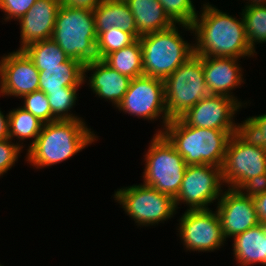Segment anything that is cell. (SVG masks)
Instances as JSON below:
<instances>
[{
    "label": "cell",
    "instance_id": "8992f818",
    "mask_svg": "<svg viewBox=\"0 0 266 266\" xmlns=\"http://www.w3.org/2000/svg\"><path fill=\"white\" fill-rule=\"evenodd\" d=\"M167 115L180 118L210 95L205 83L202 56L193 55L163 80Z\"/></svg>",
    "mask_w": 266,
    "mask_h": 266
},
{
    "label": "cell",
    "instance_id": "d6986e66",
    "mask_svg": "<svg viewBox=\"0 0 266 266\" xmlns=\"http://www.w3.org/2000/svg\"><path fill=\"white\" fill-rule=\"evenodd\" d=\"M93 14L97 37L114 26L133 34L137 39L141 36L137 31L135 18L125 0H102L93 10Z\"/></svg>",
    "mask_w": 266,
    "mask_h": 266
},
{
    "label": "cell",
    "instance_id": "603a6c76",
    "mask_svg": "<svg viewBox=\"0 0 266 266\" xmlns=\"http://www.w3.org/2000/svg\"><path fill=\"white\" fill-rule=\"evenodd\" d=\"M103 61L131 79L143 75L142 46L139 39L120 50L111 52Z\"/></svg>",
    "mask_w": 266,
    "mask_h": 266
},
{
    "label": "cell",
    "instance_id": "7c38bea8",
    "mask_svg": "<svg viewBox=\"0 0 266 266\" xmlns=\"http://www.w3.org/2000/svg\"><path fill=\"white\" fill-rule=\"evenodd\" d=\"M179 224L178 232L186 250H198V252L219 250L226 241L216 211L187 209Z\"/></svg>",
    "mask_w": 266,
    "mask_h": 266
},
{
    "label": "cell",
    "instance_id": "74e56055",
    "mask_svg": "<svg viewBox=\"0 0 266 266\" xmlns=\"http://www.w3.org/2000/svg\"><path fill=\"white\" fill-rule=\"evenodd\" d=\"M248 5L246 4L244 7H253V6H266V0H248Z\"/></svg>",
    "mask_w": 266,
    "mask_h": 266
},
{
    "label": "cell",
    "instance_id": "5b68a950",
    "mask_svg": "<svg viewBox=\"0 0 266 266\" xmlns=\"http://www.w3.org/2000/svg\"><path fill=\"white\" fill-rule=\"evenodd\" d=\"M143 75L164 80L194 55L174 24L165 30L141 35Z\"/></svg>",
    "mask_w": 266,
    "mask_h": 266
},
{
    "label": "cell",
    "instance_id": "30bf717a",
    "mask_svg": "<svg viewBox=\"0 0 266 266\" xmlns=\"http://www.w3.org/2000/svg\"><path fill=\"white\" fill-rule=\"evenodd\" d=\"M223 184L221 167L187 165L181 188L174 198L176 209L181 205L179 203H185L189 206L188 210H208V204L222 196Z\"/></svg>",
    "mask_w": 266,
    "mask_h": 266
},
{
    "label": "cell",
    "instance_id": "4fadbf2b",
    "mask_svg": "<svg viewBox=\"0 0 266 266\" xmlns=\"http://www.w3.org/2000/svg\"><path fill=\"white\" fill-rule=\"evenodd\" d=\"M39 70L23 50L0 60V94L22 97L39 90Z\"/></svg>",
    "mask_w": 266,
    "mask_h": 266
},
{
    "label": "cell",
    "instance_id": "83f0119b",
    "mask_svg": "<svg viewBox=\"0 0 266 266\" xmlns=\"http://www.w3.org/2000/svg\"><path fill=\"white\" fill-rule=\"evenodd\" d=\"M235 134L246 144L263 147L266 152V113L237 124Z\"/></svg>",
    "mask_w": 266,
    "mask_h": 266
},
{
    "label": "cell",
    "instance_id": "8d00e7d4",
    "mask_svg": "<svg viewBox=\"0 0 266 266\" xmlns=\"http://www.w3.org/2000/svg\"><path fill=\"white\" fill-rule=\"evenodd\" d=\"M9 138V113L5 116L0 110V141Z\"/></svg>",
    "mask_w": 266,
    "mask_h": 266
},
{
    "label": "cell",
    "instance_id": "ac0fdd59",
    "mask_svg": "<svg viewBox=\"0 0 266 266\" xmlns=\"http://www.w3.org/2000/svg\"><path fill=\"white\" fill-rule=\"evenodd\" d=\"M88 71H93L88 81L92 91L99 98L109 100L117 107L129 88L131 78L120 74L99 59L84 65V82L87 80L85 73Z\"/></svg>",
    "mask_w": 266,
    "mask_h": 266
},
{
    "label": "cell",
    "instance_id": "d6a6232c",
    "mask_svg": "<svg viewBox=\"0 0 266 266\" xmlns=\"http://www.w3.org/2000/svg\"><path fill=\"white\" fill-rule=\"evenodd\" d=\"M35 2L36 0H0V10L6 13L5 21L13 18L18 21L30 10Z\"/></svg>",
    "mask_w": 266,
    "mask_h": 266
},
{
    "label": "cell",
    "instance_id": "d4e9b609",
    "mask_svg": "<svg viewBox=\"0 0 266 266\" xmlns=\"http://www.w3.org/2000/svg\"><path fill=\"white\" fill-rule=\"evenodd\" d=\"M23 51L39 71H43V67L59 66L68 59L65 52L52 38L32 43Z\"/></svg>",
    "mask_w": 266,
    "mask_h": 266
},
{
    "label": "cell",
    "instance_id": "3957f363",
    "mask_svg": "<svg viewBox=\"0 0 266 266\" xmlns=\"http://www.w3.org/2000/svg\"><path fill=\"white\" fill-rule=\"evenodd\" d=\"M236 130L205 129L171 119L162 134L183 157L186 165L223 166L228 142Z\"/></svg>",
    "mask_w": 266,
    "mask_h": 266
},
{
    "label": "cell",
    "instance_id": "9c48e42d",
    "mask_svg": "<svg viewBox=\"0 0 266 266\" xmlns=\"http://www.w3.org/2000/svg\"><path fill=\"white\" fill-rule=\"evenodd\" d=\"M117 108L119 111L151 121L162 115L164 126L157 134H162L170 121L167 115L164 82L159 78L142 75L131 79L129 88Z\"/></svg>",
    "mask_w": 266,
    "mask_h": 266
},
{
    "label": "cell",
    "instance_id": "9a60e30c",
    "mask_svg": "<svg viewBox=\"0 0 266 266\" xmlns=\"http://www.w3.org/2000/svg\"><path fill=\"white\" fill-rule=\"evenodd\" d=\"M219 198L216 212L225 240L260 224L253 198L243 196L238 190L230 188Z\"/></svg>",
    "mask_w": 266,
    "mask_h": 266
},
{
    "label": "cell",
    "instance_id": "277c9868",
    "mask_svg": "<svg viewBox=\"0 0 266 266\" xmlns=\"http://www.w3.org/2000/svg\"><path fill=\"white\" fill-rule=\"evenodd\" d=\"M52 39L68 58L84 65L97 60V34L92 10L60 5Z\"/></svg>",
    "mask_w": 266,
    "mask_h": 266
},
{
    "label": "cell",
    "instance_id": "f35d334b",
    "mask_svg": "<svg viewBox=\"0 0 266 266\" xmlns=\"http://www.w3.org/2000/svg\"><path fill=\"white\" fill-rule=\"evenodd\" d=\"M262 228H263V232H264V235H265V238H266V223H262Z\"/></svg>",
    "mask_w": 266,
    "mask_h": 266
},
{
    "label": "cell",
    "instance_id": "8fae6325",
    "mask_svg": "<svg viewBox=\"0 0 266 266\" xmlns=\"http://www.w3.org/2000/svg\"><path fill=\"white\" fill-rule=\"evenodd\" d=\"M266 173L263 147L248 145L235 133L231 136L222 166L223 182L237 190L246 180Z\"/></svg>",
    "mask_w": 266,
    "mask_h": 266
},
{
    "label": "cell",
    "instance_id": "6da1fadb",
    "mask_svg": "<svg viewBox=\"0 0 266 266\" xmlns=\"http://www.w3.org/2000/svg\"><path fill=\"white\" fill-rule=\"evenodd\" d=\"M191 24L195 34L194 54L206 57L242 58L254 56L247 40L243 17L224 13L209 3ZM200 17V18H199Z\"/></svg>",
    "mask_w": 266,
    "mask_h": 266
},
{
    "label": "cell",
    "instance_id": "e575fe53",
    "mask_svg": "<svg viewBox=\"0 0 266 266\" xmlns=\"http://www.w3.org/2000/svg\"><path fill=\"white\" fill-rule=\"evenodd\" d=\"M101 1L102 0H59L61 5L92 11L98 7Z\"/></svg>",
    "mask_w": 266,
    "mask_h": 266
},
{
    "label": "cell",
    "instance_id": "2e32d148",
    "mask_svg": "<svg viewBox=\"0 0 266 266\" xmlns=\"http://www.w3.org/2000/svg\"><path fill=\"white\" fill-rule=\"evenodd\" d=\"M238 58L202 56L205 83L210 95H222L234 99L241 107L242 102L232 95L234 88L243 83L242 68Z\"/></svg>",
    "mask_w": 266,
    "mask_h": 266
},
{
    "label": "cell",
    "instance_id": "f546056e",
    "mask_svg": "<svg viewBox=\"0 0 266 266\" xmlns=\"http://www.w3.org/2000/svg\"><path fill=\"white\" fill-rule=\"evenodd\" d=\"M168 17L178 25H182L188 31L192 30L197 12L192 0H158Z\"/></svg>",
    "mask_w": 266,
    "mask_h": 266
},
{
    "label": "cell",
    "instance_id": "cb8c5ba5",
    "mask_svg": "<svg viewBox=\"0 0 266 266\" xmlns=\"http://www.w3.org/2000/svg\"><path fill=\"white\" fill-rule=\"evenodd\" d=\"M44 123L36 118L29 111L20 107L9 111V136L12 140L16 138L19 141L32 139L30 146L36 141Z\"/></svg>",
    "mask_w": 266,
    "mask_h": 266
},
{
    "label": "cell",
    "instance_id": "484cf974",
    "mask_svg": "<svg viewBox=\"0 0 266 266\" xmlns=\"http://www.w3.org/2000/svg\"><path fill=\"white\" fill-rule=\"evenodd\" d=\"M241 17L244 20L248 43L255 52L256 42H266V6L245 7Z\"/></svg>",
    "mask_w": 266,
    "mask_h": 266
},
{
    "label": "cell",
    "instance_id": "1f68e13d",
    "mask_svg": "<svg viewBox=\"0 0 266 266\" xmlns=\"http://www.w3.org/2000/svg\"><path fill=\"white\" fill-rule=\"evenodd\" d=\"M23 147L20 143L14 144L10 138L0 141V176L15 166Z\"/></svg>",
    "mask_w": 266,
    "mask_h": 266
},
{
    "label": "cell",
    "instance_id": "7a4b0ae2",
    "mask_svg": "<svg viewBox=\"0 0 266 266\" xmlns=\"http://www.w3.org/2000/svg\"><path fill=\"white\" fill-rule=\"evenodd\" d=\"M96 137L83 119L55 120L43 125L36 141L27 149L26 159L36 169L52 166L74 156Z\"/></svg>",
    "mask_w": 266,
    "mask_h": 266
},
{
    "label": "cell",
    "instance_id": "e0dca14e",
    "mask_svg": "<svg viewBox=\"0 0 266 266\" xmlns=\"http://www.w3.org/2000/svg\"><path fill=\"white\" fill-rule=\"evenodd\" d=\"M60 5L59 0H36L30 10L19 19L21 47L18 50L52 38Z\"/></svg>",
    "mask_w": 266,
    "mask_h": 266
},
{
    "label": "cell",
    "instance_id": "ffe728a7",
    "mask_svg": "<svg viewBox=\"0 0 266 266\" xmlns=\"http://www.w3.org/2000/svg\"><path fill=\"white\" fill-rule=\"evenodd\" d=\"M40 91H63L64 87H79L84 83V64L68 58L59 66L43 67L39 71Z\"/></svg>",
    "mask_w": 266,
    "mask_h": 266
},
{
    "label": "cell",
    "instance_id": "5bb4252c",
    "mask_svg": "<svg viewBox=\"0 0 266 266\" xmlns=\"http://www.w3.org/2000/svg\"><path fill=\"white\" fill-rule=\"evenodd\" d=\"M241 106L234 100L222 95H209L191 107L180 118L189 126L218 129L236 130L233 121L234 114Z\"/></svg>",
    "mask_w": 266,
    "mask_h": 266
},
{
    "label": "cell",
    "instance_id": "7402d4cb",
    "mask_svg": "<svg viewBox=\"0 0 266 266\" xmlns=\"http://www.w3.org/2000/svg\"><path fill=\"white\" fill-rule=\"evenodd\" d=\"M233 239V253L240 266L255 263L266 266V238L261 224L236 235Z\"/></svg>",
    "mask_w": 266,
    "mask_h": 266
},
{
    "label": "cell",
    "instance_id": "ba28073f",
    "mask_svg": "<svg viewBox=\"0 0 266 266\" xmlns=\"http://www.w3.org/2000/svg\"><path fill=\"white\" fill-rule=\"evenodd\" d=\"M113 198L139 226L158 225L177 212L172 196L144 184L121 188Z\"/></svg>",
    "mask_w": 266,
    "mask_h": 266
},
{
    "label": "cell",
    "instance_id": "44dd1931",
    "mask_svg": "<svg viewBox=\"0 0 266 266\" xmlns=\"http://www.w3.org/2000/svg\"><path fill=\"white\" fill-rule=\"evenodd\" d=\"M135 18L140 35L170 28L175 23L165 13L158 0H125Z\"/></svg>",
    "mask_w": 266,
    "mask_h": 266
},
{
    "label": "cell",
    "instance_id": "4316f807",
    "mask_svg": "<svg viewBox=\"0 0 266 266\" xmlns=\"http://www.w3.org/2000/svg\"><path fill=\"white\" fill-rule=\"evenodd\" d=\"M79 87H64L63 91H45L47 95L53 121L55 120H78L82 117L69 113L77 100V91Z\"/></svg>",
    "mask_w": 266,
    "mask_h": 266
},
{
    "label": "cell",
    "instance_id": "f1b7e54d",
    "mask_svg": "<svg viewBox=\"0 0 266 266\" xmlns=\"http://www.w3.org/2000/svg\"><path fill=\"white\" fill-rule=\"evenodd\" d=\"M136 40L137 38L133 34L114 26L97 37V59L103 60L111 52L120 50Z\"/></svg>",
    "mask_w": 266,
    "mask_h": 266
},
{
    "label": "cell",
    "instance_id": "4dcf8cb0",
    "mask_svg": "<svg viewBox=\"0 0 266 266\" xmlns=\"http://www.w3.org/2000/svg\"><path fill=\"white\" fill-rule=\"evenodd\" d=\"M24 105L22 108L29 111L44 124L53 121V114L47 95L40 90L23 95Z\"/></svg>",
    "mask_w": 266,
    "mask_h": 266
},
{
    "label": "cell",
    "instance_id": "52a82bcc",
    "mask_svg": "<svg viewBox=\"0 0 266 266\" xmlns=\"http://www.w3.org/2000/svg\"><path fill=\"white\" fill-rule=\"evenodd\" d=\"M145 161L143 184L175 198L187 165L163 134H154Z\"/></svg>",
    "mask_w": 266,
    "mask_h": 266
},
{
    "label": "cell",
    "instance_id": "d590c367",
    "mask_svg": "<svg viewBox=\"0 0 266 266\" xmlns=\"http://www.w3.org/2000/svg\"><path fill=\"white\" fill-rule=\"evenodd\" d=\"M259 223H266V192L253 198Z\"/></svg>",
    "mask_w": 266,
    "mask_h": 266
},
{
    "label": "cell",
    "instance_id": "836d02e7",
    "mask_svg": "<svg viewBox=\"0 0 266 266\" xmlns=\"http://www.w3.org/2000/svg\"><path fill=\"white\" fill-rule=\"evenodd\" d=\"M243 196L255 198L266 192V173L246 180L238 189ZM246 191V192H245Z\"/></svg>",
    "mask_w": 266,
    "mask_h": 266
}]
</instances>
